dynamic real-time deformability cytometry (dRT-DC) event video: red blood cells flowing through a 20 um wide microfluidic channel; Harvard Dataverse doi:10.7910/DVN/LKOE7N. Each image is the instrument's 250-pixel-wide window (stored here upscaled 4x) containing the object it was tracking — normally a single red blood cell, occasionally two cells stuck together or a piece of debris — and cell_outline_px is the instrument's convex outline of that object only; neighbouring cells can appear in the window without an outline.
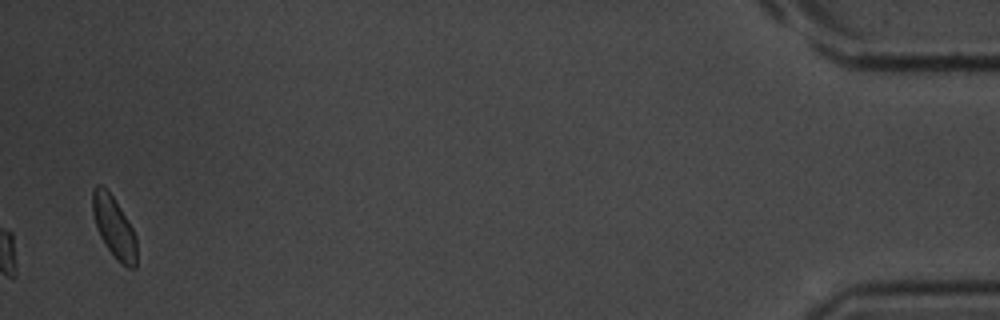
{"species": "common noctule bat (a hibernating species)", "species_latin": "Nyctalus noctula", "temperature_condition": "room temperature", "stored_images_in_passage": 32, "camera_frame_rate_fps": 3000, "um_per_image_px": 0.085, "animal": {"sex": "male", "body_mass_g": 20.1, "forearm_length_mm": 53.5}, "frame": {"image": 1, "passage_image": 32, "time_ms": 10.333, "image_size_px": [1000, 320], "cell_outline_px": [[136, 268], [128, 268], [120, 264], [108, 248], [100, 236], [96, 228], [92, 212], [92, 188], [96, 184], [100, 184], [112, 196], [128, 220], [136, 236]], "centroid_in_image_um": [9.68, 19.31], "position_along_channel_um": 425.5, "area_um2": 15.72}}